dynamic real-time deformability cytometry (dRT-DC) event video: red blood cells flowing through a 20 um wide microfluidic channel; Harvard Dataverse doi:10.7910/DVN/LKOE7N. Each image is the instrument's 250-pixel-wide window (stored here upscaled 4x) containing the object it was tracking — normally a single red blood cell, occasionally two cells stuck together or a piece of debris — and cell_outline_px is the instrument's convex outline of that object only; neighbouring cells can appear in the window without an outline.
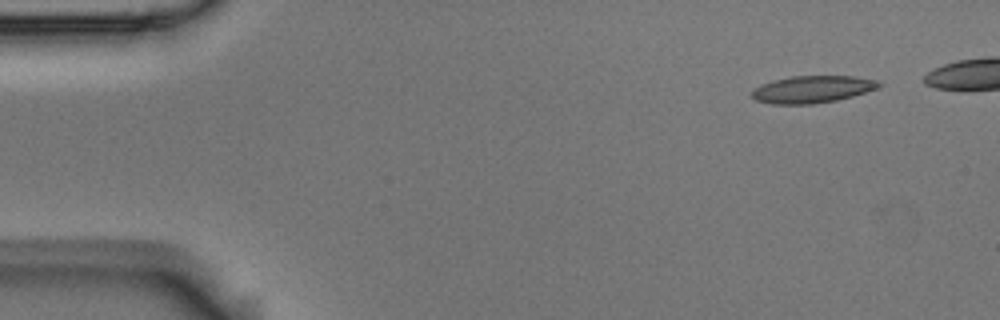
{"species": "Egyptian fruit bat (a non-hibernating species)", "species_latin": "Rousettus aegyptiacus", "temperature_condition": "room temperature", "stored_images_in_passage": 4, "camera_frame_rate_fps": 3000, "um_per_image_px": 0.085, "animal": {"sex": "male"}, "frame": {"image": 1, "passage_image": 1, "time_ms": 0.0, "image_size_px": [1000, 320], "cell_outline_px": [[884, 84], [880, 88], [852, 96], [836, 100], [812, 104], [772, 104], [756, 100], [752, 96], [752, 88], [760, 84], [772, 80], [792, 76], [856, 76], [876, 80]], "centroid_in_image_um": [69.06, 7.58], "position_along_channel_um": 15.9, "area_um2": 20.29}}
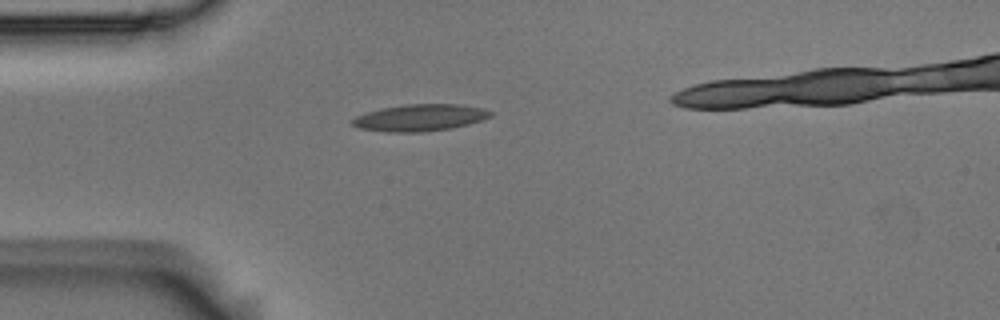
{"frame": {"image": 2, "passage_image": 4, "time_ms": 1.0, "image_size_px": [1000, 320], "cell_outline_px": [[492, 116], [468, 124], [452, 128], [424, 132], [388, 132], [360, 128], [352, 124], [352, 120], [356, 116], [380, 108], [404, 104], [460, 104], [484, 108], [492, 112]], "centroid_in_image_um": [35.72, 9.99], "position_along_channel_um": 49.3, "area_um2": 21.56}}